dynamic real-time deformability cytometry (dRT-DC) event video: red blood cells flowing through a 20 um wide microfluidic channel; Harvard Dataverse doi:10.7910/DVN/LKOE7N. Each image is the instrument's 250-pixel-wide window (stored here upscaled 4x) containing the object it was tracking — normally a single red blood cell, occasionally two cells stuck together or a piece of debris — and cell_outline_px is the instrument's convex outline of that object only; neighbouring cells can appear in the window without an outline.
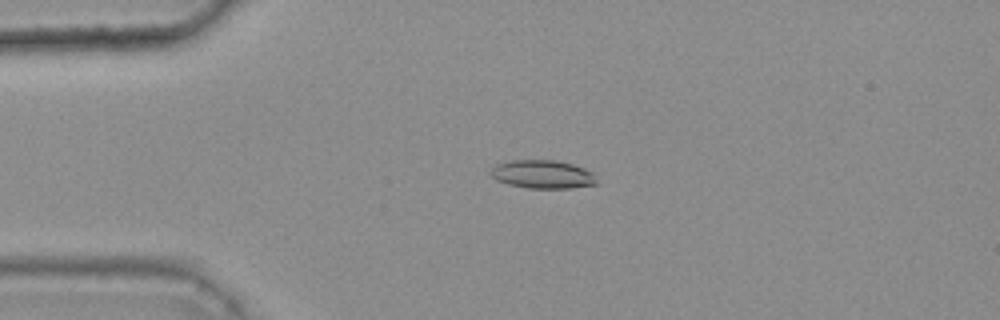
{"species": "common noctule bat (a hibernating species)", "species_latin": "Nyctalus noctula", "temperature_condition": "warm", "stored_images_in_passage": 47, "camera_frame_rate_fps": 3000, "um_per_image_px": 0.085, "animal": {"sex": "female", "body_mass_g": 25.1}, "frame": {"image": 1, "passage_image": 13, "time_ms": 4.0, "image_size_px": [1000, 320], "cell_outline_px": [[596, 184], [572, 188], [528, 188], [508, 184], [496, 180], [488, 172], [496, 164], [512, 160], [556, 160], [572, 164], [584, 168], [592, 172], [596, 180]], "centroid_in_image_um": [46.1, 14.81], "position_along_channel_um": 38.9, "area_um2": 17.51}}
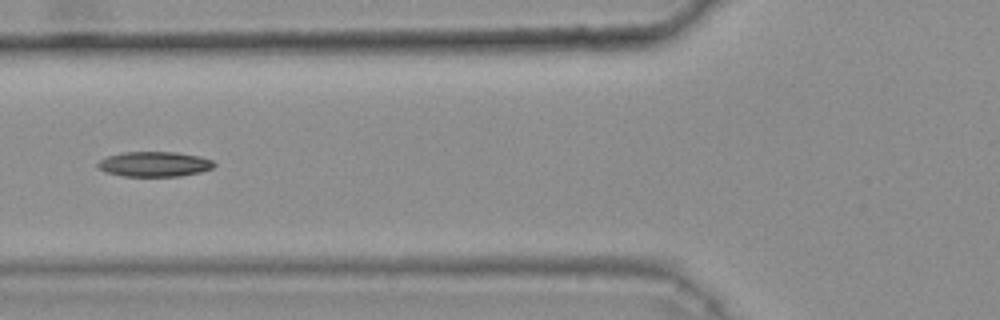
{"frame": {"image": 2, "passage_image": 21, "time_ms": 6.667, "image_size_px": [1000, 320], "cell_outline_px": [[216, 164], [212, 168], [200, 172], [180, 176], [120, 176], [104, 172], [96, 164], [100, 160], [108, 156], [120, 152], [176, 152], [200, 156], [212, 160]], "centroid_in_image_um": [13.11, 13.95], "position_along_channel_um": 112.7, "area_um2": 17.05}}
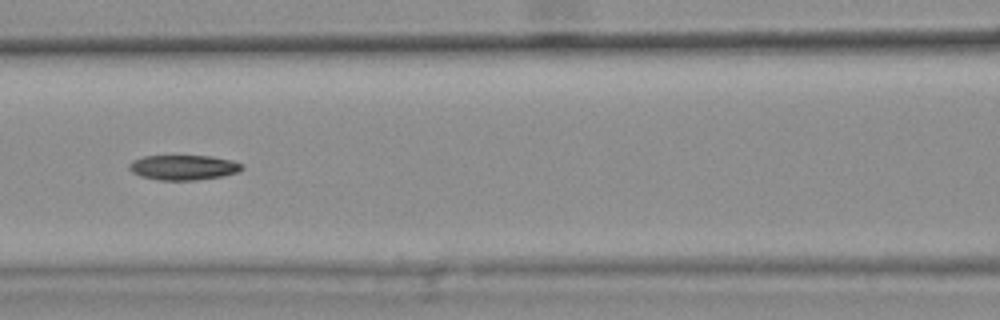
{"frame": {"image": 3, "passage_image": 24, "time_ms": 7.667, "image_size_px": [1000, 320], "cell_outline_px": [[244, 168], [236, 172], [224, 176], [196, 180], [160, 180], [140, 176], [132, 172], [128, 168], [128, 164], [132, 160], [144, 156], [212, 156], [232, 160], [244, 164]], "centroid_in_image_um": [15.6, 14.23], "position_along_channel_um": 151.0, "area_um2": 16.53}}